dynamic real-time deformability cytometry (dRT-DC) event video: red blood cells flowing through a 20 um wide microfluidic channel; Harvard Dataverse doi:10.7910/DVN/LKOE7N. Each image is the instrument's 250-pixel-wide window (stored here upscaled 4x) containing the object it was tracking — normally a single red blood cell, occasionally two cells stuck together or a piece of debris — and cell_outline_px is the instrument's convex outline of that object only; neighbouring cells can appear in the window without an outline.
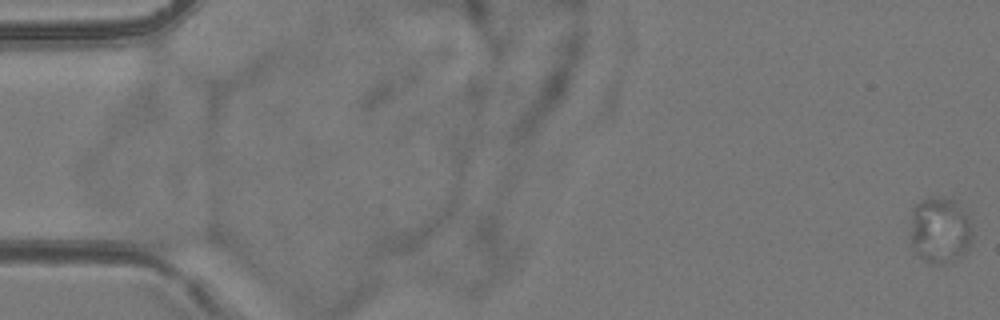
{"species": "common noctule bat (a hibernating species)", "species_latin": "Nyctalus noctula", "temperature_condition": "room temperature", "stored_images_in_passage": 5, "camera_frame_rate_fps": 3000, "um_per_image_px": 0.085, "animal": {"sex": "female", "body_mass_g": 24.6, "forearm_length_mm": 56.2}, "frame": {"image": 1, "passage_image": 5, "time_ms": 4.667, "image_size_px": [1000, 320], "cell_outline_px": [[972, 240], [968, 252], [960, 260], [940, 264], [936, 264], [924, 260], [912, 248], [912, 208], [920, 200], [928, 196], [952, 196], [956, 200], [968, 216], [972, 228]], "centroid_in_image_um": [79.95, 19.54], "position_along_channel_um": 5.0, "area_um2": 24.74}}